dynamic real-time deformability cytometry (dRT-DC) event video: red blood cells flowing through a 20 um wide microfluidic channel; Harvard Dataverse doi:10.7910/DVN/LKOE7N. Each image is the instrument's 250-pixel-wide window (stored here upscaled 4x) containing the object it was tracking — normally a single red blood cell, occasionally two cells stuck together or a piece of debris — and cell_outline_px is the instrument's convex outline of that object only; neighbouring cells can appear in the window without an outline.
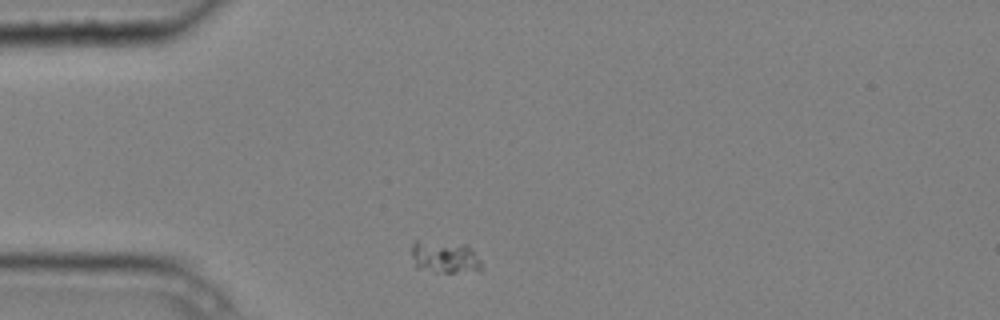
{"species": "common noctule bat (a hibernating species)", "species_latin": "Nyctalus noctula", "temperature_condition": "cold", "stored_images_in_passage": 1, "camera_frame_rate_fps": 3000, "um_per_image_px": 0.085, "animal": {"sex": "male", "body_mass_g": 20.4}, "frame": {"image": 1, "passage_image": 1, "time_ms": 0.0, "image_size_px": [1000, 320], "cell_outline_px": [[484, 272], [444, 272], [416, 268], [412, 256], [412, 244], [416, 240], [464, 244], [480, 260], [484, 268]], "centroid_in_image_um": [37.83, 21.87], "position_along_channel_um": 47.2, "area_um2": 13.12}}